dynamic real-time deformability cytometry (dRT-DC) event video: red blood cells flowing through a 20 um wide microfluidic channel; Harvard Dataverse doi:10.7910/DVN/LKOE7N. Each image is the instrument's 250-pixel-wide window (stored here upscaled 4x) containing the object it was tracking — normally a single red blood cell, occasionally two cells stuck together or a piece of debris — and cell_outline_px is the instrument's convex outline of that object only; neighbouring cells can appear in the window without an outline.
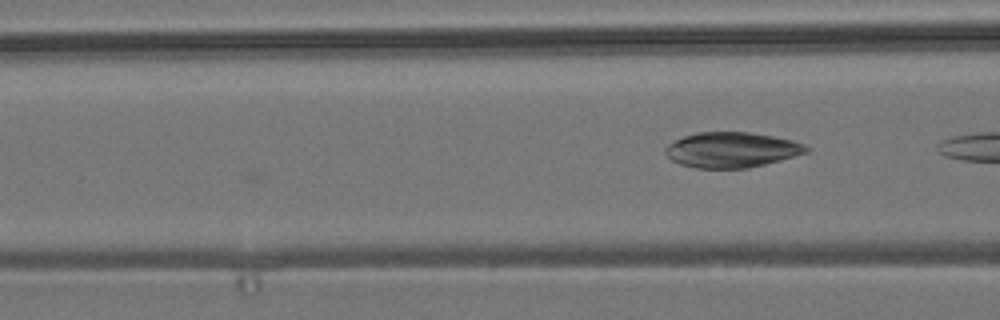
{"species": "common noctule bat (a hibernating species)", "species_latin": "Nyctalus noctula", "temperature_condition": "room temperature", "stored_images_in_passage": 6, "camera_frame_rate_fps": 3000, "um_per_image_px": 0.085, "animal": {"sex": "male", "body_mass_g": 19.2, "forearm_length_mm": 51.8}, "frame": {"image": 1, "passage_image": 5, "time_ms": 1.333, "image_size_px": [1000, 320], "cell_outline_px": [[812, 148], [808, 152], [780, 160], [748, 168], [696, 168], [680, 164], [672, 160], [664, 152], [664, 148], [668, 144], [684, 136], [696, 132], [748, 132], [772, 136], [792, 140], [804, 144]], "centroid_in_image_um": [62.19, 12.73], "position_along_channel_um": 104.4, "area_um2": 28.96}}